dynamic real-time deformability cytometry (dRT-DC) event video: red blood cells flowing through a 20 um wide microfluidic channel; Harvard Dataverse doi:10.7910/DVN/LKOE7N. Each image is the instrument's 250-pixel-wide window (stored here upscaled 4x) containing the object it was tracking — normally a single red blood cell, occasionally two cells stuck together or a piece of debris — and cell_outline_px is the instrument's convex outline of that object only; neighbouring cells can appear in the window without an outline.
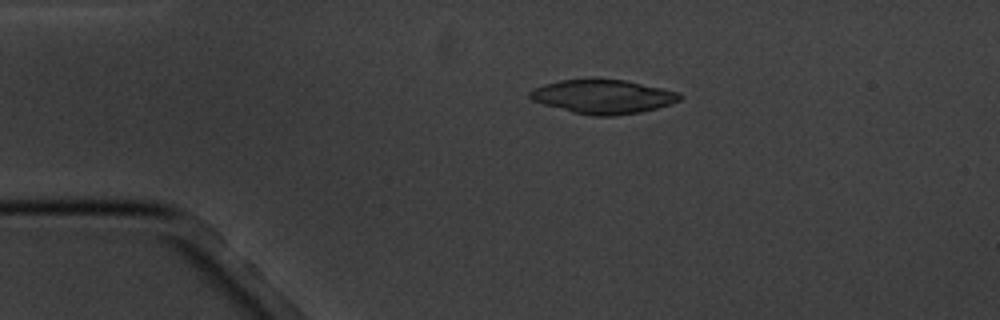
{"species": "common noctule bat (a hibernating species)", "species_latin": "Nyctalus noctula", "temperature_condition": "cold", "stored_images_in_passage": 2, "camera_frame_rate_fps": 3000, "um_per_image_px": 0.085, "animal": {"sex": "male", "body_mass_g": 20.1, "forearm_length_mm": 53.5}, "frame": {"image": 1, "passage_image": 1, "time_ms": 0.0, "image_size_px": [1000, 320], "cell_outline_px": [[684, 96], [680, 100], [672, 104], [640, 112], [612, 116], [592, 116], [572, 112], [544, 104], [532, 100], [528, 96], [528, 92], [544, 84], [560, 80], [588, 76], [592, 76], [624, 80], [680, 92]], "centroid_in_image_um": [51.25, 8.18], "position_along_channel_um": 33.7, "area_um2": 30.35}}